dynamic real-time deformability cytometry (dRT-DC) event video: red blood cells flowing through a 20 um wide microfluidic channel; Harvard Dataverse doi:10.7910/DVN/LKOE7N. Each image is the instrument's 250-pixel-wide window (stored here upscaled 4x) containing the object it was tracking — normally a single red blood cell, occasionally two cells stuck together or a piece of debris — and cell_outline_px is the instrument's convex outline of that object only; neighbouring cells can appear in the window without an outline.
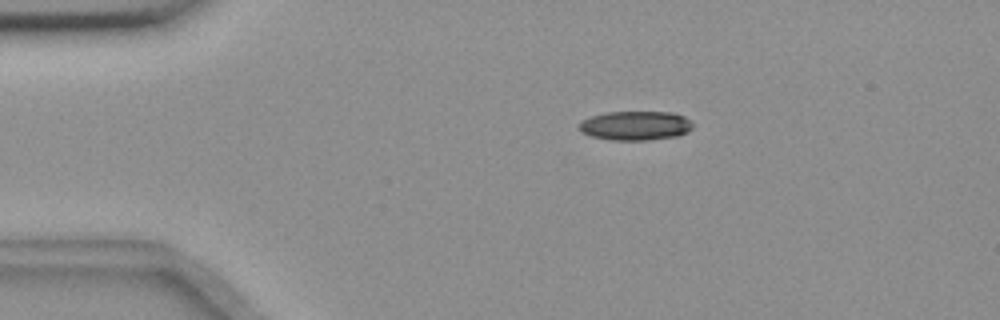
{"species": "common noctule bat (a hibernating species)", "species_latin": "Nyctalus noctula", "temperature_condition": "room temperature", "stored_images_in_passage": 47, "camera_frame_rate_fps": 3000, "um_per_image_px": 0.085, "animal": {"sex": "female", "body_mass_g": 18.4}, "frame": {"image": 1, "passage_image": 2, "time_ms": 0.333, "image_size_px": [1000, 320], "cell_outline_px": [[692, 128], [688, 132], [676, 136], [648, 140], [612, 140], [592, 136], [584, 132], [580, 128], [580, 124], [584, 120], [592, 116], [604, 112], [672, 112], [684, 116], [692, 124]], "centroid_in_image_um": [54.05, 10.67], "position_along_channel_um": 30.9, "area_um2": 19.07}}
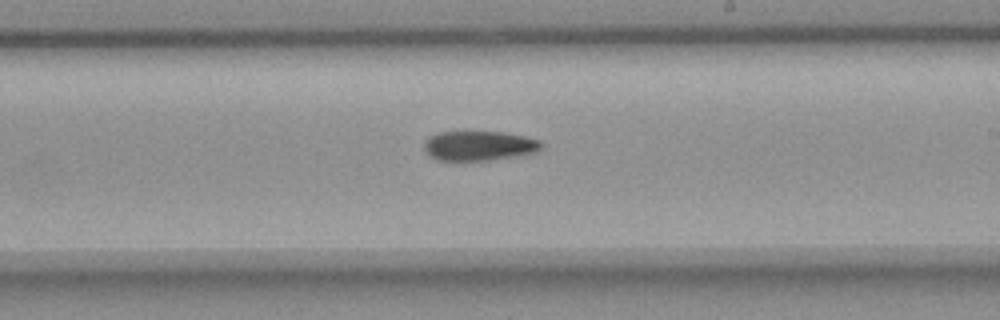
{"frame": {"image": 2, "passage_image": 24, "time_ms": 7.667, "image_size_px": [1000, 320], "cell_outline_px": [[544, 144], [536, 152], [516, 156], [488, 160], [436, 160], [428, 156], [424, 148], [424, 144], [428, 136], [436, 132], [500, 132], [524, 136], [540, 140]], "centroid_in_image_um": [40.69, 12.39], "position_along_channel_um": 248.3, "area_um2": 20.29}}
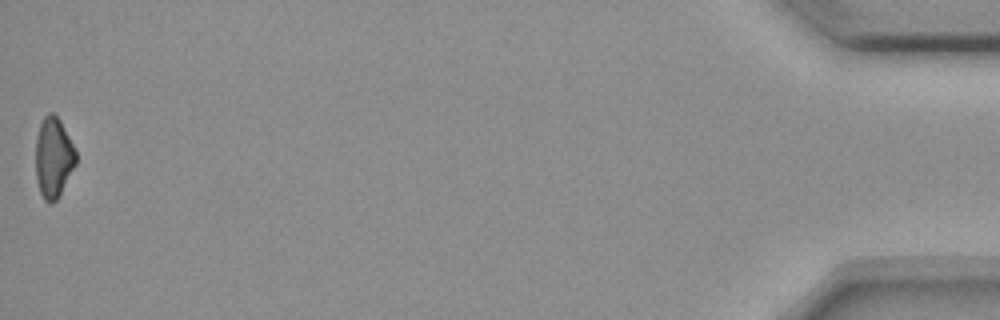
{"frame": {"image": 3, "passage_image": 47, "time_ms": 15.333, "image_size_px": [1000, 320], "cell_outline_px": [[76, 164], [56, 200], [52, 204], [48, 204], [44, 200], [40, 192], [36, 180], [36, 136], [40, 124], [44, 116], [48, 112], [52, 112], [60, 120], [76, 152]], "centroid_in_image_um": [4.52, 13.4], "position_along_channel_um": 430.7, "area_um2": 18.73}}